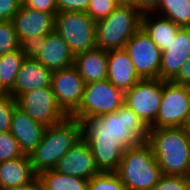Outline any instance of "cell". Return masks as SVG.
Segmentation results:
<instances>
[{"mask_svg":"<svg viewBox=\"0 0 190 190\" xmlns=\"http://www.w3.org/2000/svg\"><path fill=\"white\" fill-rule=\"evenodd\" d=\"M80 122L82 137L100 172H116L123 152L147 141L150 130L125 104L114 113L83 118Z\"/></svg>","mask_w":190,"mask_h":190,"instance_id":"cell-1","label":"cell"},{"mask_svg":"<svg viewBox=\"0 0 190 190\" xmlns=\"http://www.w3.org/2000/svg\"><path fill=\"white\" fill-rule=\"evenodd\" d=\"M147 142L163 175L187 177L190 135L182 127L150 129Z\"/></svg>","mask_w":190,"mask_h":190,"instance_id":"cell-2","label":"cell"},{"mask_svg":"<svg viewBox=\"0 0 190 190\" xmlns=\"http://www.w3.org/2000/svg\"><path fill=\"white\" fill-rule=\"evenodd\" d=\"M81 137V122L70 116L46 127L41 142L29 155L34 172L39 175L55 169L59 160Z\"/></svg>","mask_w":190,"mask_h":190,"instance_id":"cell-3","label":"cell"},{"mask_svg":"<svg viewBox=\"0 0 190 190\" xmlns=\"http://www.w3.org/2000/svg\"><path fill=\"white\" fill-rule=\"evenodd\" d=\"M116 173L127 190H151L163 175L147 141L123 152Z\"/></svg>","mask_w":190,"mask_h":190,"instance_id":"cell-4","label":"cell"},{"mask_svg":"<svg viewBox=\"0 0 190 190\" xmlns=\"http://www.w3.org/2000/svg\"><path fill=\"white\" fill-rule=\"evenodd\" d=\"M142 14L135 5H120L106 18L96 21V47L107 51L125 48L141 28Z\"/></svg>","mask_w":190,"mask_h":190,"instance_id":"cell-5","label":"cell"},{"mask_svg":"<svg viewBox=\"0 0 190 190\" xmlns=\"http://www.w3.org/2000/svg\"><path fill=\"white\" fill-rule=\"evenodd\" d=\"M124 102V91L107 79L91 82L85 84L82 100L70 117L81 121L91 116L114 113Z\"/></svg>","mask_w":190,"mask_h":190,"instance_id":"cell-6","label":"cell"},{"mask_svg":"<svg viewBox=\"0 0 190 190\" xmlns=\"http://www.w3.org/2000/svg\"><path fill=\"white\" fill-rule=\"evenodd\" d=\"M55 31L75 55L96 47V21L87 12H58L55 17Z\"/></svg>","mask_w":190,"mask_h":190,"instance_id":"cell-7","label":"cell"},{"mask_svg":"<svg viewBox=\"0 0 190 190\" xmlns=\"http://www.w3.org/2000/svg\"><path fill=\"white\" fill-rule=\"evenodd\" d=\"M190 110V87L163 80L160 108L155 122L149 127H182Z\"/></svg>","mask_w":190,"mask_h":190,"instance_id":"cell-8","label":"cell"},{"mask_svg":"<svg viewBox=\"0 0 190 190\" xmlns=\"http://www.w3.org/2000/svg\"><path fill=\"white\" fill-rule=\"evenodd\" d=\"M163 92V80L141 79L124 92V104L129 107L148 127L157 117Z\"/></svg>","mask_w":190,"mask_h":190,"instance_id":"cell-9","label":"cell"},{"mask_svg":"<svg viewBox=\"0 0 190 190\" xmlns=\"http://www.w3.org/2000/svg\"><path fill=\"white\" fill-rule=\"evenodd\" d=\"M16 102L20 109L45 127L56 125L68 117L58 105L51 86L21 94Z\"/></svg>","mask_w":190,"mask_h":190,"instance_id":"cell-10","label":"cell"},{"mask_svg":"<svg viewBox=\"0 0 190 190\" xmlns=\"http://www.w3.org/2000/svg\"><path fill=\"white\" fill-rule=\"evenodd\" d=\"M55 15L21 4L12 19L18 40L25 50L55 31Z\"/></svg>","mask_w":190,"mask_h":190,"instance_id":"cell-11","label":"cell"},{"mask_svg":"<svg viewBox=\"0 0 190 190\" xmlns=\"http://www.w3.org/2000/svg\"><path fill=\"white\" fill-rule=\"evenodd\" d=\"M125 49L141 79L159 78L162 51L142 28L127 42Z\"/></svg>","mask_w":190,"mask_h":190,"instance_id":"cell-12","label":"cell"},{"mask_svg":"<svg viewBox=\"0 0 190 190\" xmlns=\"http://www.w3.org/2000/svg\"><path fill=\"white\" fill-rule=\"evenodd\" d=\"M28 55L51 71L71 67L75 62V54L56 31L45 35L31 46Z\"/></svg>","mask_w":190,"mask_h":190,"instance_id":"cell-13","label":"cell"},{"mask_svg":"<svg viewBox=\"0 0 190 190\" xmlns=\"http://www.w3.org/2000/svg\"><path fill=\"white\" fill-rule=\"evenodd\" d=\"M85 84L74 65L53 71L51 88L58 105L68 116L78 108Z\"/></svg>","mask_w":190,"mask_h":190,"instance_id":"cell-14","label":"cell"},{"mask_svg":"<svg viewBox=\"0 0 190 190\" xmlns=\"http://www.w3.org/2000/svg\"><path fill=\"white\" fill-rule=\"evenodd\" d=\"M55 170L65 175L86 180H90L100 173L91 148L83 137L59 160Z\"/></svg>","mask_w":190,"mask_h":190,"instance_id":"cell-15","label":"cell"},{"mask_svg":"<svg viewBox=\"0 0 190 190\" xmlns=\"http://www.w3.org/2000/svg\"><path fill=\"white\" fill-rule=\"evenodd\" d=\"M53 71L29 55L23 61L9 94L16 100L21 94L51 86Z\"/></svg>","mask_w":190,"mask_h":190,"instance_id":"cell-16","label":"cell"},{"mask_svg":"<svg viewBox=\"0 0 190 190\" xmlns=\"http://www.w3.org/2000/svg\"><path fill=\"white\" fill-rule=\"evenodd\" d=\"M190 58V28L182 27L162 52L159 79L171 81L181 66Z\"/></svg>","mask_w":190,"mask_h":190,"instance_id":"cell-17","label":"cell"},{"mask_svg":"<svg viewBox=\"0 0 190 190\" xmlns=\"http://www.w3.org/2000/svg\"><path fill=\"white\" fill-rule=\"evenodd\" d=\"M107 80L124 92L141 80L125 48L107 51Z\"/></svg>","mask_w":190,"mask_h":190,"instance_id":"cell-18","label":"cell"},{"mask_svg":"<svg viewBox=\"0 0 190 190\" xmlns=\"http://www.w3.org/2000/svg\"><path fill=\"white\" fill-rule=\"evenodd\" d=\"M45 128L44 125L33 120L18 106L15 107L10 132L17 140L24 154L30 155L38 146Z\"/></svg>","mask_w":190,"mask_h":190,"instance_id":"cell-19","label":"cell"},{"mask_svg":"<svg viewBox=\"0 0 190 190\" xmlns=\"http://www.w3.org/2000/svg\"><path fill=\"white\" fill-rule=\"evenodd\" d=\"M74 66L86 84L107 79V50L95 47L76 54Z\"/></svg>","mask_w":190,"mask_h":190,"instance_id":"cell-20","label":"cell"},{"mask_svg":"<svg viewBox=\"0 0 190 190\" xmlns=\"http://www.w3.org/2000/svg\"><path fill=\"white\" fill-rule=\"evenodd\" d=\"M36 176L29 155L0 162V190L27 184Z\"/></svg>","mask_w":190,"mask_h":190,"instance_id":"cell-21","label":"cell"},{"mask_svg":"<svg viewBox=\"0 0 190 190\" xmlns=\"http://www.w3.org/2000/svg\"><path fill=\"white\" fill-rule=\"evenodd\" d=\"M152 14V12L142 14L141 28L163 52L168 50V46L182 27L162 16H156L155 14L154 17H152ZM155 17H157L156 20L153 19Z\"/></svg>","mask_w":190,"mask_h":190,"instance_id":"cell-22","label":"cell"},{"mask_svg":"<svg viewBox=\"0 0 190 190\" xmlns=\"http://www.w3.org/2000/svg\"><path fill=\"white\" fill-rule=\"evenodd\" d=\"M43 190H88L89 180L65 175L55 169L40 173Z\"/></svg>","mask_w":190,"mask_h":190,"instance_id":"cell-23","label":"cell"},{"mask_svg":"<svg viewBox=\"0 0 190 190\" xmlns=\"http://www.w3.org/2000/svg\"><path fill=\"white\" fill-rule=\"evenodd\" d=\"M152 13L170 19L180 27L190 28V0H160Z\"/></svg>","mask_w":190,"mask_h":190,"instance_id":"cell-24","label":"cell"},{"mask_svg":"<svg viewBox=\"0 0 190 190\" xmlns=\"http://www.w3.org/2000/svg\"><path fill=\"white\" fill-rule=\"evenodd\" d=\"M28 56V50L23 47L0 56V80L9 91L16 80L23 61Z\"/></svg>","mask_w":190,"mask_h":190,"instance_id":"cell-25","label":"cell"},{"mask_svg":"<svg viewBox=\"0 0 190 190\" xmlns=\"http://www.w3.org/2000/svg\"><path fill=\"white\" fill-rule=\"evenodd\" d=\"M88 190H127L116 172H100L89 180Z\"/></svg>","mask_w":190,"mask_h":190,"instance_id":"cell-26","label":"cell"},{"mask_svg":"<svg viewBox=\"0 0 190 190\" xmlns=\"http://www.w3.org/2000/svg\"><path fill=\"white\" fill-rule=\"evenodd\" d=\"M21 48L12 20L0 21V56Z\"/></svg>","mask_w":190,"mask_h":190,"instance_id":"cell-27","label":"cell"},{"mask_svg":"<svg viewBox=\"0 0 190 190\" xmlns=\"http://www.w3.org/2000/svg\"><path fill=\"white\" fill-rule=\"evenodd\" d=\"M24 155L20 145L10 131L0 133V162Z\"/></svg>","mask_w":190,"mask_h":190,"instance_id":"cell-28","label":"cell"},{"mask_svg":"<svg viewBox=\"0 0 190 190\" xmlns=\"http://www.w3.org/2000/svg\"><path fill=\"white\" fill-rule=\"evenodd\" d=\"M16 106L17 102L10 94L0 97V133L10 131L12 115Z\"/></svg>","mask_w":190,"mask_h":190,"instance_id":"cell-29","label":"cell"},{"mask_svg":"<svg viewBox=\"0 0 190 190\" xmlns=\"http://www.w3.org/2000/svg\"><path fill=\"white\" fill-rule=\"evenodd\" d=\"M118 5L113 0H90L87 14L94 20L106 18Z\"/></svg>","mask_w":190,"mask_h":190,"instance_id":"cell-30","label":"cell"},{"mask_svg":"<svg viewBox=\"0 0 190 190\" xmlns=\"http://www.w3.org/2000/svg\"><path fill=\"white\" fill-rule=\"evenodd\" d=\"M151 190H190V183L187 177L162 175Z\"/></svg>","mask_w":190,"mask_h":190,"instance_id":"cell-31","label":"cell"},{"mask_svg":"<svg viewBox=\"0 0 190 190\" xmlns=\"http://www.w3.org/2000/svg\"><path fill=\"white\" fill-rule=\"evenodd\" d=\"M22 4L28 8L52 13H58L57 0H22Z\"/></svg>","mask_w":190,"mask_h":190,"instance_id":"cell-32","label":"cell"},{"mask_svg":"<svg viewBox=\"0 0 190 190\" xmlns=\"http://www.w3.org/2000/svg\"><path fill=\"white\" fill-rule=\"evenodd\" d=\"M22 4V0H0V21H10Z\"/></svg>","mask_w":190,"mask_h":190,"instance_id":"cell-33","label":"cell"},{"mask_svg":"<svg viewBox=\"0 0 190 190\" xmlns=\"http://www.w3.org/2000/svg\"><path fill=\"white\" fill-rule=\"evenodd\" d=\"M90 0H57L58 12H86Z\"/></svg>","mask_w":190,"mask_h":190,"instance_id":"cell-34","label":"cell"},{"mask_svg":"<svg viewBox=\"0 0 190 190\" xmlns=\"http://www.w3.org/2000/svg\"><path fill=\"white\" fill-rule=\"evenodd\" d=\"M171 82L190 87V58L181 66Z\"/></svg>","mask_w":190,"mask_h":190,"instance_id":"cell-35","label":"cell"},{"mask_svg":"<svg viewBox=\"0 0 190 190\" xmlns=\"http://www.w3.org/2000/svg\"><path fill=\"white\" fill-rule=\"evenodd\" d=\"M160 0H134V5L142 12H153L159 6Z\"/></svg>","mask_w":190,"mask_h":190,"instance_id":"cell-36","label":"cell"},{"mask_svg":"<svg viewBox=\"0 0 190 190\" xmlns=\"http://www.w3.org/2000/svg\"><path fill=\"white\" fill-rule=\"evenodd\" d=\"M7 190H43V184L37 175L32 181L27 184L20 185Z\"/></svg>","mask_w":190,"mask_h":190,"instance_id":"cell-37","label":"cell"},{"mask_svg":"<svg viewBox=\"0 0 190 190\" xmlns=\"http://www.w3.org/2000/svg\"><path fill=\"white\" fill-rule=\"evenodd\" d=\"M182 128L190 135V110L187 114V118H186Z\"/></svg>","mask_w":190,"mask_h":190,"instance_id":"cell-38","label":"cell"},{"mask_svg":"<svg viewBox=\"0 0 190 190\" xmlns=\"http://www.w3.org/2000/svg\"><path fill=\"white\" fill-rule=\"evenodd\" d=\"M118 6L120 5H134V0H113Z\"/></svg>","mask_w":190,"mask_h":190,"instance_id":"cell-39","label":"cell"},{"mask_svg":"<svg viewBox=\"0 0 190 190\" xmlns=\"http://www.w3.org/2000/svg\"><path fill=\"white\" fill-rule=\"evenodd\" d=\"M9 94V91L2 85L0 80V97Z\"/></svg>","mask_w":190,"mask_h":190,"instance_id":"cell-40","label":"cell"},{"mask_svg":"<svg viewBox=\"0 0 190 190\" xmlns=\"http://www.w3.org/2000/svg\"><path fill=\"white\" fill-rule=\"evenodd\" d=\"M187 179H188V181L190 183V169H189V172H188V175H187Z\"/></svg>","mask_w":190,"mask_h":190,"instance_id":"cell-41","label":"cell"}]
</instances>
